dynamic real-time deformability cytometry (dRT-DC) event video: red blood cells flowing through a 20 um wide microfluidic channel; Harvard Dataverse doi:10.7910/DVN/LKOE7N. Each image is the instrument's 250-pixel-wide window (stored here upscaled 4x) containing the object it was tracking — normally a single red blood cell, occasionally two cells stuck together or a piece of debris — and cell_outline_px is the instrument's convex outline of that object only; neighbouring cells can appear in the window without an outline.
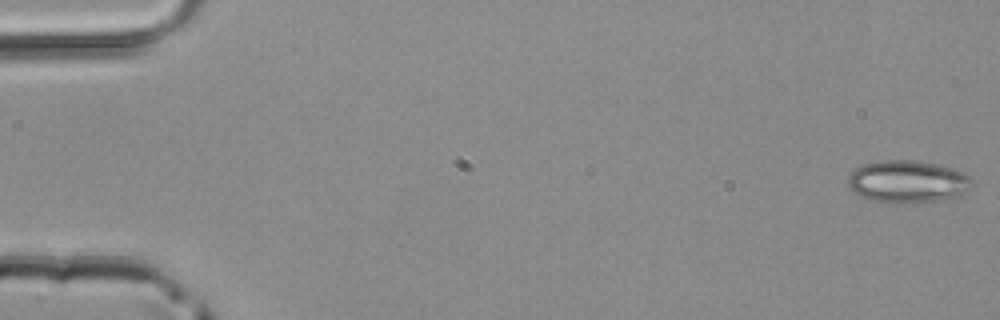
{"species": "common noctule bat (a hibernating species)", "species_latin": "Nyctalus noctula", "temperature_condition": "room temperature", "stored_images_in_passage": 4, "camera_frame_rate_fps": 3000, "um_per_image_px": 0.085, "animal": {"sex": "male", "body_mass_g": 20.4}, "frame": {"image": 1, "passage_image": 1, "time_ms": 0.0, "image_size_px": [1000, 320], "cell_outline_px": [[972, 184], [964, 192], [956, 196], [944, 200], [908, 204], [900, 204], [872, 200], [860, 196], [852, 192], [848, 188], [848, 176], [856, 168], [864, 164], [880, 160], [916, 160], [936, 164], [952, 168], [964, 172], [972, 180]], "centroid_in_image_um": [77.12, 15.45], "position_along_channel_um": 7.9, "area_um2": 30.92}}